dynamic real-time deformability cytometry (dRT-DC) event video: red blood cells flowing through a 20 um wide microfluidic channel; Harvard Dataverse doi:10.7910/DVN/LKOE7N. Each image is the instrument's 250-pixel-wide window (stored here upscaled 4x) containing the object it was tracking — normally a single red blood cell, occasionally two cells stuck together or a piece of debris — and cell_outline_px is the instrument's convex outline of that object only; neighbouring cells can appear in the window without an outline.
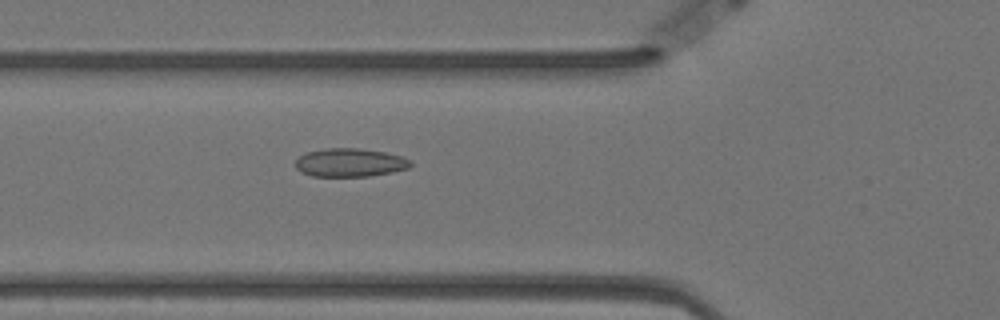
{"species": "Egyptian fruit bat (a non-hibernating species)", "species_latin": "Rousettus aegyptiacus", "temperature_condition": "warm", "stored_images_in_passage": 57, "camera_frame_rate_fps": 3000, "um_per_image_px": 0.085, "animal": {"sex": "female"}, "frame": {"image": 1, "passage_image": 20, "time_ms": 6.333, "image_size_px": [1000, 320], "cell_outline_px": [[412, 164], [408, 168], [392, 172], [372, 176], [312, 176], [300, 172], [296, 168], [296, 160], [300, 156], [308, 152], [328, 148], [356, 148], [384, 152], [400, 156], [412, 160]], "centroid_in_image_um": [29.75, 13.83], "position_along_channel_um": 96.0, "area_um2": 18.96}}
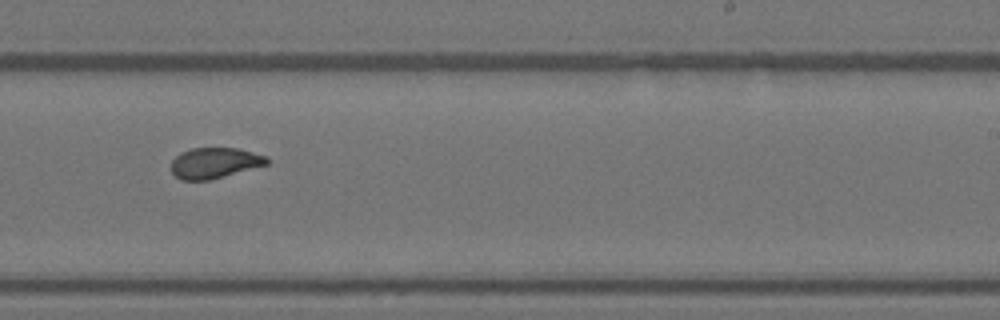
{"frame": {"image": 2, "passage_image": 35, "time_ms": 11.333, "image_size_px": [1000, 320], "cell_outline_px": [[268, 164], [224, 176], [208, 180], [180, 180], [172, 172], [172, 160], [180, 152], [192, 148], [236, 148], [268, 156]], "centroid_in_image_um": [18.23, 13.84], "position_along_channel_um": 270.8, "area_um2": 16.99}}
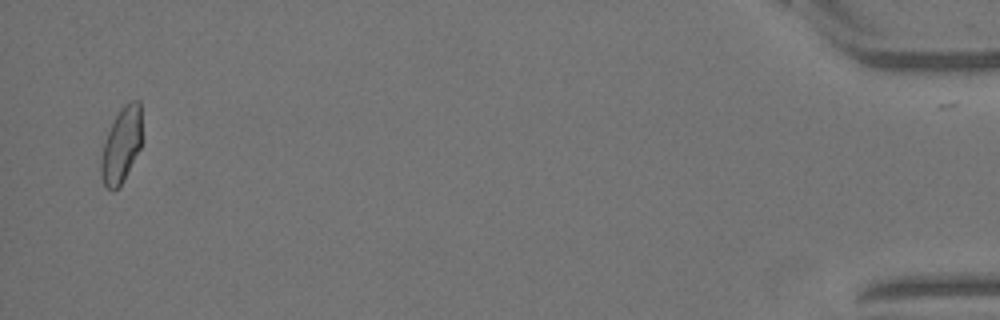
{"frame": {"image": 3, "passage_image": 56, "time_ms": 18.333, "image_size_px": [1000, 320], "cell_outline_px": [[140, 148], [120, 184], [112, 192], [104, 184], [100, 176], [100, 160], [104, 144], [108, 132], [116, 116], [124, 104], [132, 100], [140, 100]], "centroid_in_image_um": [10.29, 12.33], "position_along_channel_um": 424.9, "area_um2": 17.34}, "authors_computed_cell_mechanics": {"area_um2": 17.918, "velocity_mm_per_s": 3.4948, "shape_relaxation_time_tau1_ms": null, "shape_relaxation_time_tau2_ms": 1.1391, "deformation_change_tau1": null, "deformation_change_tau2": 0.066}}